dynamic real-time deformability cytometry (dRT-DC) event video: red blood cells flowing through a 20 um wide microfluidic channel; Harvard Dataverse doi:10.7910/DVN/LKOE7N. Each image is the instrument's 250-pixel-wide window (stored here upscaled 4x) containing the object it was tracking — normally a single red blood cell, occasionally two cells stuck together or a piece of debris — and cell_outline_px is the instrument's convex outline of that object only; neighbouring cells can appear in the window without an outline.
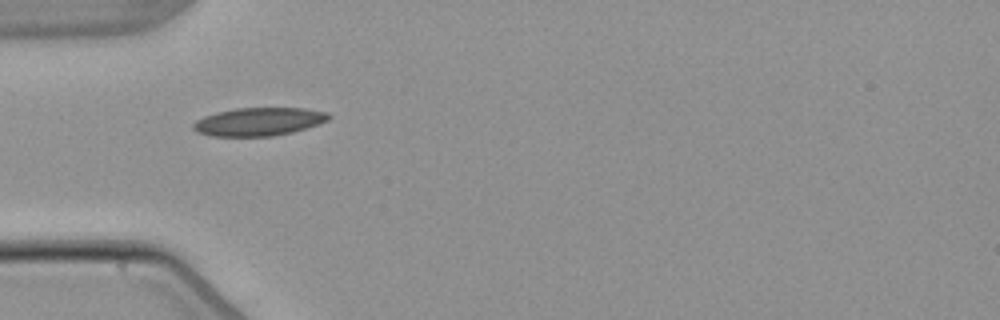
{"species": "common noctule bat (a hibernating species)", "species_latin": "Nyctalus noctula", "temperature_condition": "warm", "stored_images_in_passage": 3, "camera_frame_rate_fps": 3000, "um_per_image_px": 0.085, "animal": {"sex": "male", "body_mass_g": 21.5, "forearm_length_mm": 52.0}, "frame": {"image": 1, "passage_image": 2, "time_ms": 1.333, "image_size_px": [1000, 320], "cell_outline_px": [[332, 116], [328, 120], [292, 132], [272, 136], [212, 136], [196, 132], [192, 128], [192, 124], [196, 120], [204, 116], [216, 112], [236, 108], [304, 108], [328, 112]], "centroid_in_image_um": [21.96, 10.33], "position_along_channel_um": 63.0, "area_um2": 22.2}}